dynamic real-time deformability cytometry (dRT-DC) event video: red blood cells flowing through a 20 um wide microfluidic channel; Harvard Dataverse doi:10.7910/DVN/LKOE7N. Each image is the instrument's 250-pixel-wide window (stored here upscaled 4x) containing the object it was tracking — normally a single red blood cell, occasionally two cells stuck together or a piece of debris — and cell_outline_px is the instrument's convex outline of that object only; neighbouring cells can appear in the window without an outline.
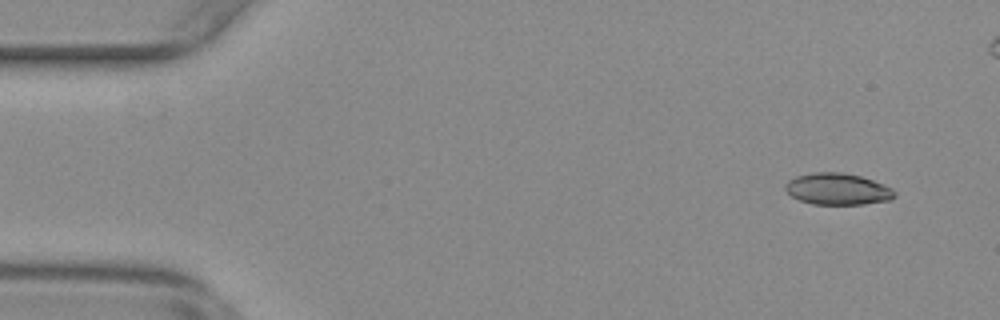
{"species": "common noctule bat (a hibernating species)", "species_latin": "Nyctalus noctula", "temperature_condition": "warm", "stored_images_in_passage": 51, "camera_frame_rate_fps": 3000, "um_per_image_px": 0.085, "animal": {"sex": "female", "body_mass_g": 29.2, "forearm_length_mm": 56.3}, "frame": {"image": 1, "passage_image": 4, "time_ms": 1.0, "image_size_px": [1000, 320], "cell_outline_px": [[896, 196], [892, 200], [864, 204], [812, 204], [800, 200], [792, 196], [784, 188], [784, 184], [788, 180], [796, 176], [812, 172], [840, 172], [860, 176], [872, 180], [892, 188], [896, 192]], "centroid_in_image_um": [71.2, 16.07], "position_along_channel_um": 13.8, "area_um2": 20.17}}
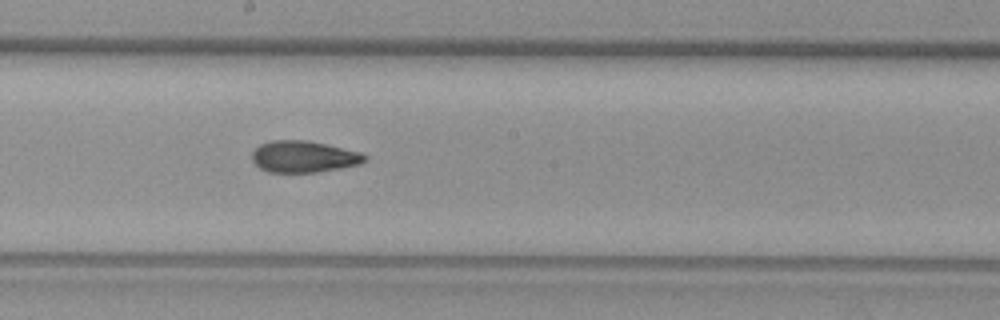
{"frame": {"image": 2, "passage_image": 30, "time_ms": 9.667, "image_size_px": [1000, 320], "cell_outline_px": [[368, 160], [360, 164], [340, 168], [316, 172], [268, 172], [260, 168], [252, 160], [252, 152], [260, 144], [272, 140], [304, 140], [364, 152], [368, 156]], "centroid_in_image_um": [25.85, 13.31], "position_along_channel_um": 222.3, "area_um2": 20.81}}
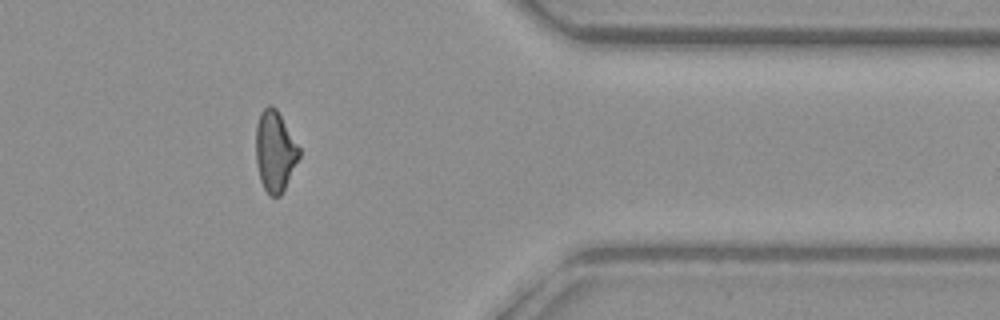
{"frame": {"image": 3, "passage_image": 45, "time_ms": 14.667, "image_size_px": [1000, 320], "cell_outline_px": [[300, 156], [280, 196], [268, 196], [260, 180], [256, 164], [256, 124], [260, 112], [268, 104], [272, 104], [276, 108], [300, 148]], "centroid_in_image_um": [23.35, 12.84], "position_along_channel_um": 388.0, "area_um2": 20.35}}